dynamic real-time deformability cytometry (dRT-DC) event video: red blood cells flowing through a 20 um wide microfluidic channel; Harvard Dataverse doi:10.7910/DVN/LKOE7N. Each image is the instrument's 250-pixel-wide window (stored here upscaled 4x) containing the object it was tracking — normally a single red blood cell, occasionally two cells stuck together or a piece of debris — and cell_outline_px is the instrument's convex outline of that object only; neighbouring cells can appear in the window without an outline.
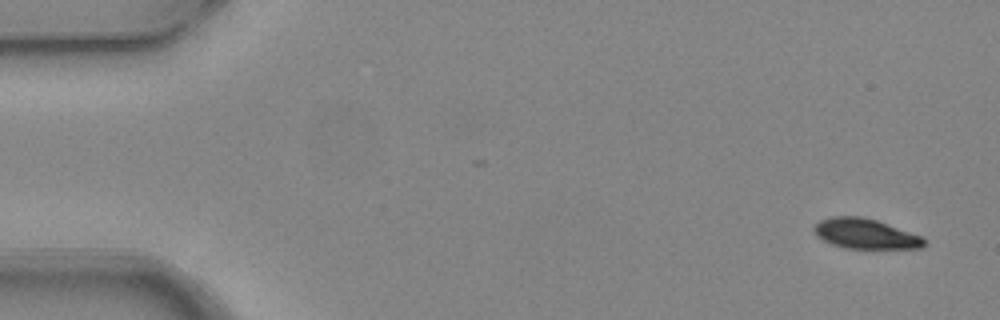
{"species": "common noctule bat (a hibernating species)", "species_latin": "Nyctalus noctula", "temperature_condition": "warm", "stored_images_in_passage": 7, "camera_frame_rate_fps": 3000, "um_per_image_px": 0.085, "animal": {"sex": "female", "body_mass_g": 24.6, "forearm_length_mm": 56.2}, "frame": {"image": 1, "passage_image": 1, "time_ms": 0.0, "image_size_px": [1000, 320], "cell_outline_px": [[928, 244], [924, 248], [844, 248], [832, 244], [816, 236], [812, 228], [820, 220], [832, 216], [860, 216], [876, 220], [924, 236], [928, 240]], "centroid_in_image_um": [73.61, 19.87], "position_along_channel_um": 11.4, "area_um2": 19.54}}
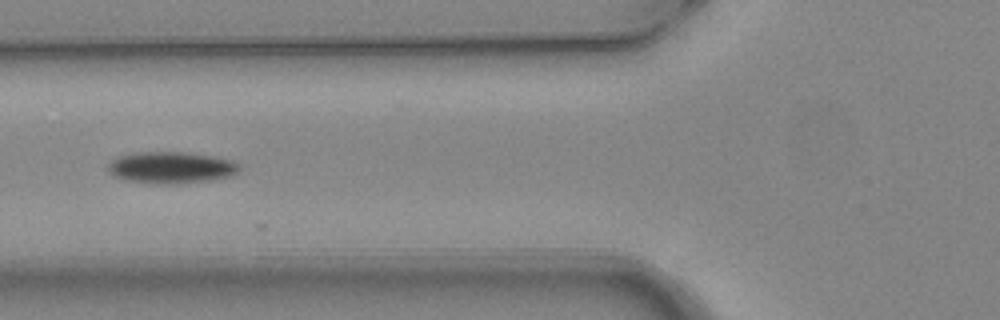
{"frame": {"image": 2, "passage_image": 6, "time_ms": 1.667, "image_size_px": [1000, 320], "cell_outline_px": [[240, 168], [232, 176], [212, 180], [180, 184], [156, 184], [128, 180], [112, 176], [108, 172], [108, 164], [112, 160], [120, 156], [140, 152], [188, 152], [212, 156], [232, 160], [240, 164]], "centroid_in_image_um": [14.57, 14.25], "position_along_channel_um": 111.2, "area_um2": 24.39}}
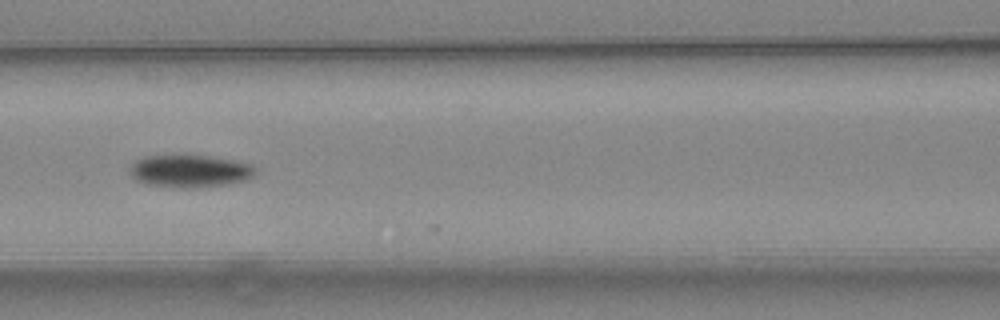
{"frame": {"image": 3, "passage_image": 7, "time_ms": 2.0, "image_size_px": [1000, 320], "cell_outline_px": [[256, 172], [252, 176], [244, 180], [232, 184], [196, 188], [180, 188], [148, 184], [136, 180], [132, 176], [132, 164], [136, 160], [144, 156], [172, 152], [184, 152], [232, 160], [252, 164], [256, 168]], "centroid_in_image_um": [16.13, 14.49], "position_along_channel_um": 150.5, "area_um2": 24.68}}